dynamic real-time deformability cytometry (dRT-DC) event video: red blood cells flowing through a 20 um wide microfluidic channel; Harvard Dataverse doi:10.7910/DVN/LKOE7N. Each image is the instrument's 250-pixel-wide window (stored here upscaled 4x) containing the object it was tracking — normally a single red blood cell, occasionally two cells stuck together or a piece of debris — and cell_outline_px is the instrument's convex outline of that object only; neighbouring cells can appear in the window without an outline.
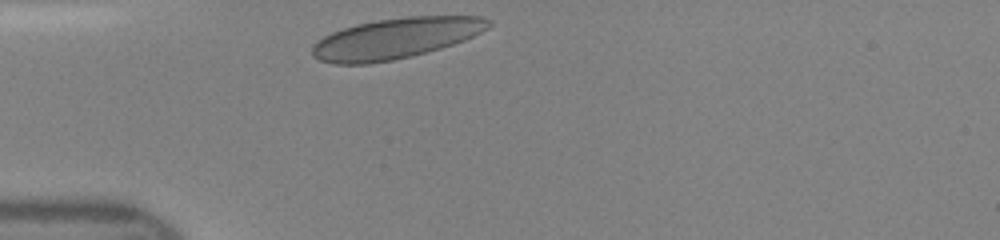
{"species": "human", "species_latin": "Homo sapiens", "temperature_condition": "room temperature", "stored_images_in_passage": 35, "camera_frame_rate_fps": 3000, "um_per_image_px": 0.085, "donor": {"sex": "female"}, "frame": {"image": 1, "passage_image": 1, "time_ms": 0.0, "image_size_px": [1000, 240], "cell_outline_px": [[492, 24], [488, 28], [464, 40], [440, 48], [412, 56], [392, 60], [368, 64], [332, 64], [320, 60], [312, 56], [312, 48], [324, 36], [332, 32], [356, 24], [376, 20], [408, 16], [480, 16], [492, 20]], "centroid_in_image_um": [33.64, 3.26], "position_along_channel_um": 51.4, "area_um2": 41.62}}
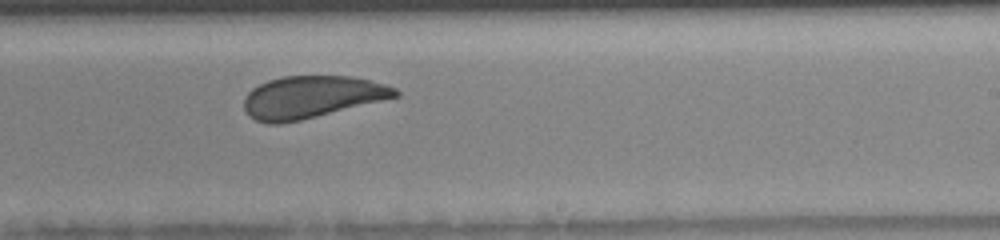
{"frame": {"image": 2, "passage_image": 17, "time_ms": 5.333, "image_size_px": [1000, 240], "cell_outline_px": [[400, 96], [300, 120], [280, 124], [268, 124], [256, 120], [248, 116], [244, 108], [244, 100], [248, 92], [252, 88], [268, 80], [284, 76], [348, 76], [368, 80], [384, 84], [396, 88], [400, 92]], "centroid_in_image_um": [26.46, 8.25], "position_along_channel_um": 262.5, "area_um2": 36.99}}
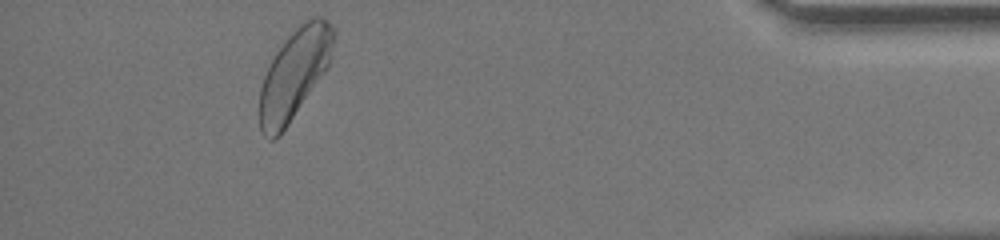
{"frame": {"image": 3, "passage_image": 31, "time_ms": 10.0, "image_size_px": [1000, 240], "cell_outline_px": [[336, 36], [328, 68], [280, 136], [276, 140], [268, 140], [264, 136], [260, 128], [260, 88], [264, 76], [276, 52], [288, 36], [300, 24], [312, 16], [320, 16], [336, 32]], "centroid_in_image_um": [25.03, 6.31], "position_along_channel_um": 410.2, "area_um2": 38.49}}